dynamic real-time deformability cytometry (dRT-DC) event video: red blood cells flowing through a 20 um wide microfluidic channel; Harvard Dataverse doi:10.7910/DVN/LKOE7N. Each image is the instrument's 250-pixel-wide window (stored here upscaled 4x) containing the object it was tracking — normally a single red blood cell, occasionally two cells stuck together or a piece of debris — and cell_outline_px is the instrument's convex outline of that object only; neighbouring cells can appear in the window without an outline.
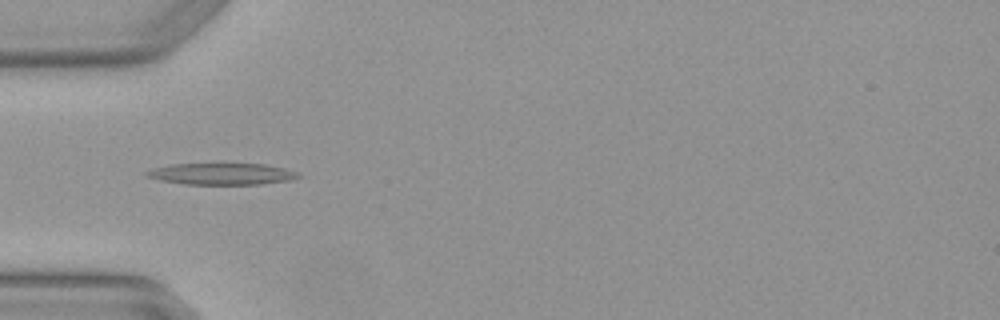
{"species": "Egyptian fruit bat (a non-hibernating species)", "species_latin": "Rousettus aegyptiacus", "temperature_condition": "warm", "stored_images_in_passage": 4, "camera_frame_rate_fps": 3000, "um_per_image_px": 0.085, "animal": {"sex": "female"}, "frame": {"image": 1, "passage_image": 2, "time_ms": 0.333, "image_size_px": [1000, 320], "cell_outline_px": [[300, 176], [292, 180], [260, 184], [184, 184], [160, 180], [144, 176], [144, 172], [152, 168], [172, 164], [264, 164], [284, 168], [296, 172]], "centroid_in_image_um": [18.8, 14.78], "position_along_channel_um": 66.2, "area_um2": 18.96}}
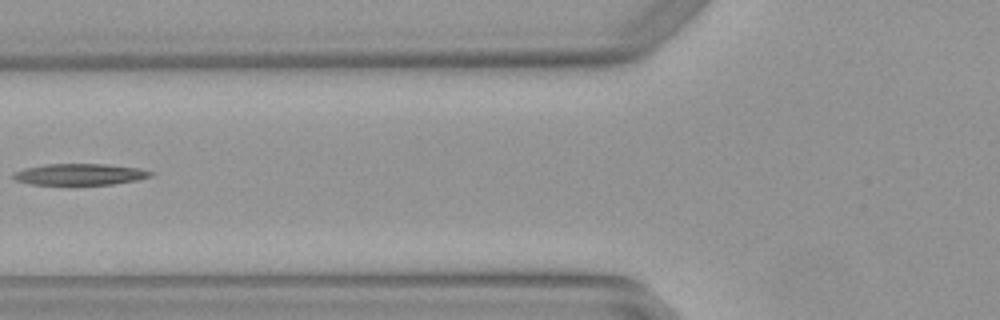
{"frame": {"image": 2, "passage_image": 3, "time_ms": 0.667, "image_size_px": [1000, 320], "cell_outline_px": [[152, 176], [136, 180], [112, 184], [32, 184], [16, 180], [12, 176], [12, 172], [24, 168], [44, 164], [108, 164], [140, 168], [152, 172]], "centroid_in_image_um": [6.77, 14.8], "position_along_channel_um": 119.0, "area_um2": 16.99}}
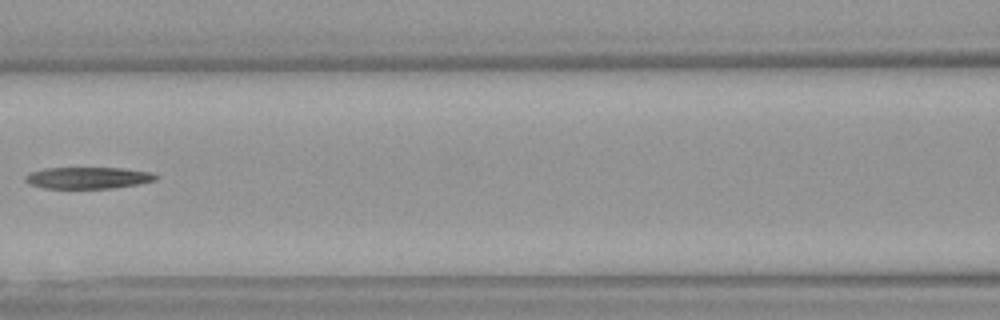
{"frame": {"image": 3, "passage_image": 4, "time_ms": 1.0, "image_size_px": [1000, 320], "cell_outline_px": [[156, 180], [136, 184], [112, 188], [44, 188], [28, 184], [24, 180], [24, 176], [28, 172], [44, 168], [120, 168], [152, 172], [156, 176]], "centroid_in_image_um": [7.4, 15.11], "position_along_channel_um": 159.2, "area_um2": 16.42}}